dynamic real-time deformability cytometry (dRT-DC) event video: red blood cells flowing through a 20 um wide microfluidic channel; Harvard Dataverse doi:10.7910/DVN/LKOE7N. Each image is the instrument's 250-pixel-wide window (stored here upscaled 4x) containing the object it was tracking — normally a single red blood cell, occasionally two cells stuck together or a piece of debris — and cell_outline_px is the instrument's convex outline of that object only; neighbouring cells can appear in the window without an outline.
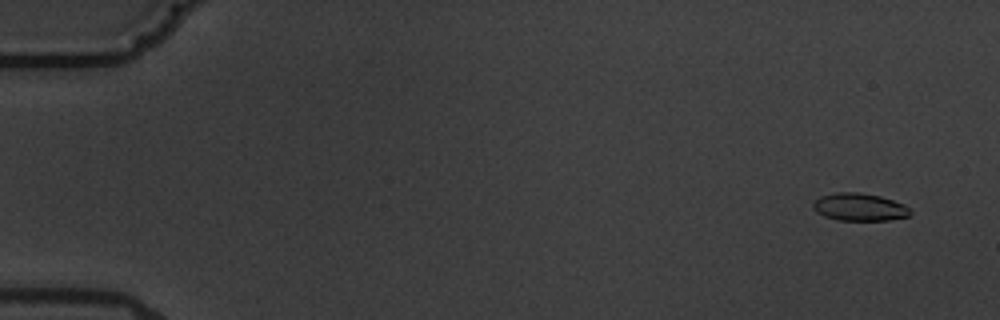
{"species": "common noctule bat (a hibernating species)", "species_latin": "Nyctalus noctula", "temperature_condition": "warm", "stored_images_in_passage": 5, "camera_frame_rate_fps": 3000, "um_per_image_px": 0.085, "animal": {"sex": "male", "body_mass_g": 19.5, "forearm_length_mm": 54.6}, "frame": {"image": 1, "passage_image": 1, "time_ms": 0.0, "image_size_px": [1000, 320], "cell_outline_px": [[912, 216], [888, 220], [836, 220], [824, 216], [816, 212], [812, 208], [812, 204], [820, 196], [836, 192], [856, 192], [880, 196], [904, 204], [912, 212]], "centroid_in_image_um": [73.05, 17.61], "position_along_channel_um": 11.9, "area_um2": 15.72}}
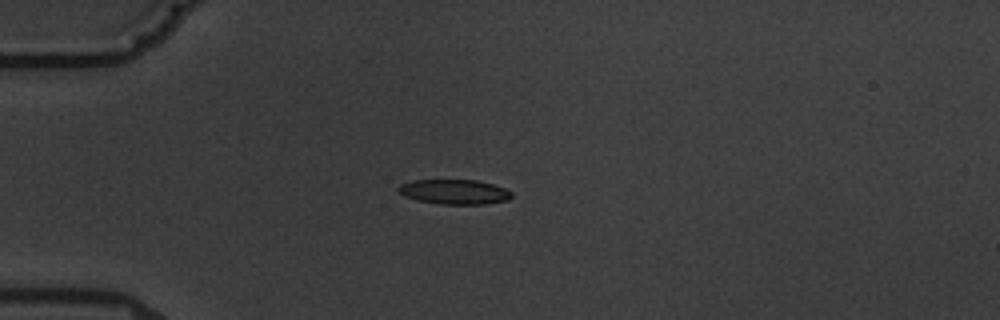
{"frame": {"image": 2, "passage_image": 5, "time_ms": 4.333, "image_size_px": [1000, 320], "cell_outline_px": [[512, 196], [508, 200], [484, 204], [440, 204], [416, 200], [404, 196], [396, 192], [396, 188], [400, 184], [412, 180], [476, 180], [492, 184], [504, 188], [512, 192]], "centroid_in_image_um": [38.57, 16.3], "position_along_channel_um": 46.4, "area_um2": 16.47}}